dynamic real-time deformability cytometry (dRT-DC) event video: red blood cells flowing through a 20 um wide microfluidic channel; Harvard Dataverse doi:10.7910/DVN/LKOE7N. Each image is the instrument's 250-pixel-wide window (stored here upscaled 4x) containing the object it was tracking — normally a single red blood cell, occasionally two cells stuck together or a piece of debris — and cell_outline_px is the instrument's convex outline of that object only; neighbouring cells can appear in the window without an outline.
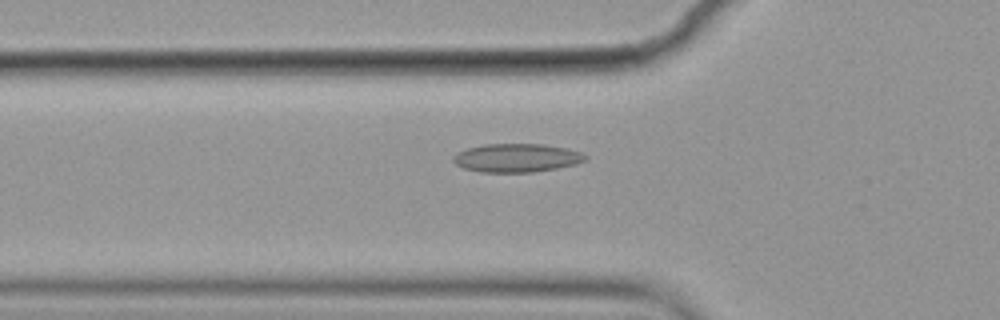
{"species": "common noctule bat (a hibernating species)", "species_latin": "Nyctalus noctula", "temperature_condition": "cold", "stored_images_in_passage": 56, "camera_frame_rate_fps": 3000, "um_per_image_px": 0.085, "animal": {"sex": "female", "body_mass_g": 19.9}, "frame": {"image": 1, "passage_image": 19, "time_ms": 6.0, "image_size_px": [1000, 320], "cell_outline_px": [[588, 160], [576, 164], [556, 168], [532, 172], [480, 172], [464, 168], [456, 164], [452, 160], [452, 156], [456, 152], [468, 148], [484, 144], [544, 144], [564, 148], [580, 152], [588, 156]], "centroid_in_image_um": [43.9, 13.42], "position_along_channel_um": 81.9, "area_um2": 21.96}}
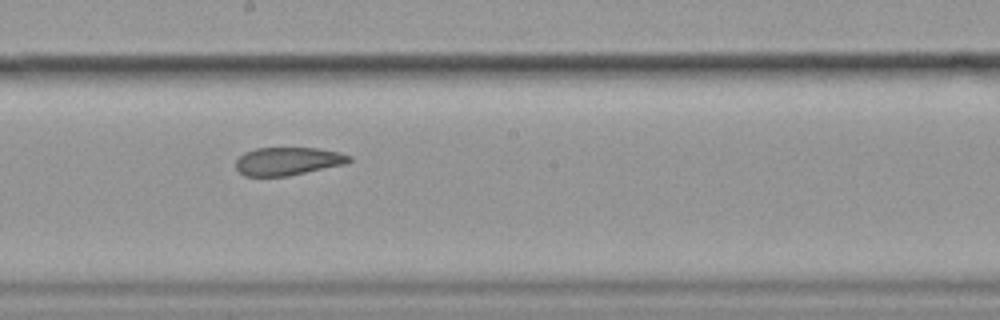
{"frame": {"image": 2, "passage_image": 31, "time_ms": 10.0, "image_size_px": [1000, 320], "cell_outline_px": [[352, 160], [344, 164], [288, 176], [244, 176], [236, 168], [236, 160], [244, 152], [256, 148], [316, 148], [340, 152], [352, 156]], "centroid_in_image_um": [24.46, 13.7], "position_along_channel_um": 223.7, "area_um2": 18.5}}
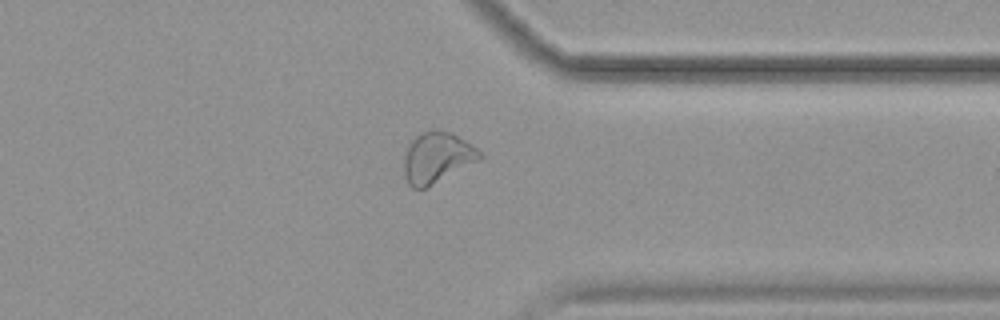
{"frame": {"image": 3, "passage_image": 44, "time_ms": 14.333, "image_size_px": [1000, 320], "cell_outline_px": [[484, 156], [480, 160], [424, 188], [412, 188], [408, 184], [404, 176], [404, 156], [412, 136], [420, 132], [432, 128], [452, 132], [476, 148]], "centroid_in_image_um": [37.11, 13.35], "position_along_channel_um": 374.3, "area_um2": 22.54}, "authors_computed_cell_mechanics": {"area_um2": 21.964, "velocity_mm_per_s": 3.5501, "shape_relaxation_time_tau1_ms": null, "shape_relaxation_time_tau2_ms": 3.0709, "deformation_change_tau1": null, "deformation_change_tau2": 0.0822}}